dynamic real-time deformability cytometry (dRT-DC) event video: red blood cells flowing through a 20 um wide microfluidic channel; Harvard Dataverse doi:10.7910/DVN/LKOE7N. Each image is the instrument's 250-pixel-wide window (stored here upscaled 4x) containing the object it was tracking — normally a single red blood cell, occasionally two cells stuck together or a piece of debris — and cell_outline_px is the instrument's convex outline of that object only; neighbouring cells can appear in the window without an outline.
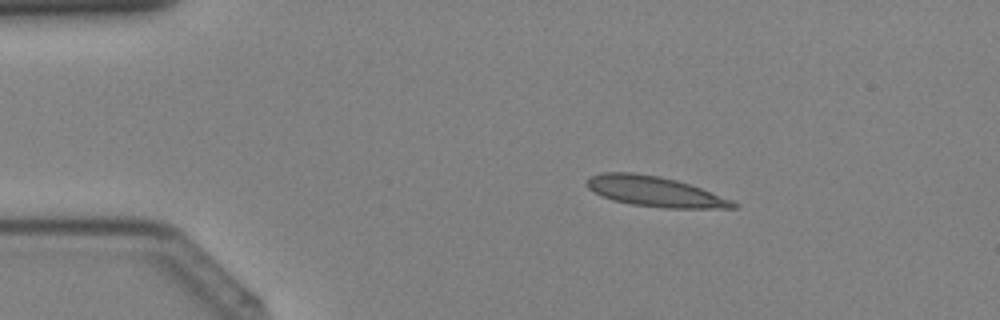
{"species": "Egyptian fruit bat (a non-hibernating species)", "species_latin": "Rousettus aegyptiacus", "temperature_condition": "cold", "stored_images_in_passage": 40, "camera_frame_rate_fps": 3000, "um_per_image_px": 0.085, "animal": {"sex": "female"}, "frame": {"image": 1, "passage_image": 7, "time_ms": 2.0, "image_size_px": [1000, 320], "cell_outline_px": [[740, 204], [736, 208], [668, 208], [632, 204], [612, 200], [588, 188], [588, 180], [592, 176], [604, 172], [632, 172], [660, 176], [676, 180], [700, 188], [732, 200]], "centroid_in_image_um": [55.7, 16.28], "position_along_channel_um": 29.3, "area_um2": 25.32}}
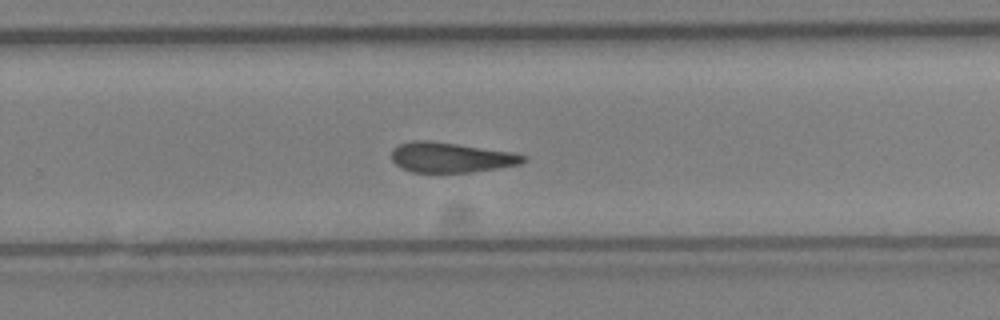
{"frame": {"image": 2, "passage_image": 26, "time_ms": 8.333, "image_size_px": [1000, 320], "cell_outline_px": [[528, 160], [520, 164], [472, 172], [412, 172], [400, 168], [392, 160], [392, 148], [400, 144], [416, 140], [428, 140], [512, 152], [528, 156]], "centroid_in_image_um": [38.33, 13.38], "position_along_channel_um": 291.5, "area_um2": 23.0}}
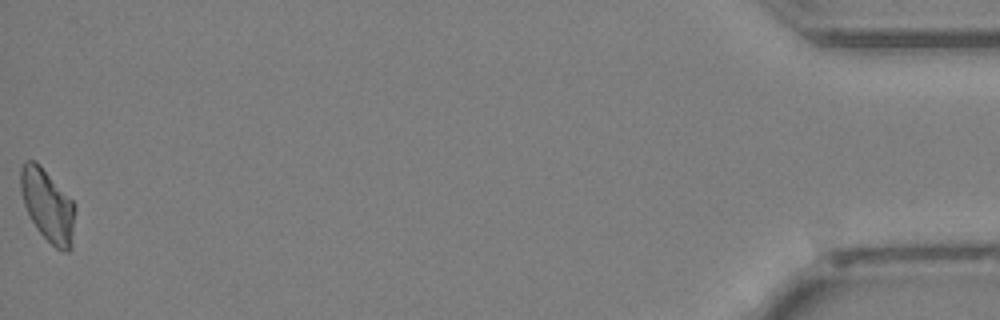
{"frame": {"image": 3, "passage_image": 40, "time_ms": 13.0, "image_size_px": [1000, 320], "cell_outline_px": [[76, 208], [72, 248], [68, 252], [64, 252], [56, 248], [36, 228], [24, 204], [20, 192], [20, 168], [24, 160], [36, 160], [40, 164], [72, 200]], "centroid_in_image_um": [4.06, 17.45], "position_along_channel_um": 431.1, "area_um2": 23.12}}